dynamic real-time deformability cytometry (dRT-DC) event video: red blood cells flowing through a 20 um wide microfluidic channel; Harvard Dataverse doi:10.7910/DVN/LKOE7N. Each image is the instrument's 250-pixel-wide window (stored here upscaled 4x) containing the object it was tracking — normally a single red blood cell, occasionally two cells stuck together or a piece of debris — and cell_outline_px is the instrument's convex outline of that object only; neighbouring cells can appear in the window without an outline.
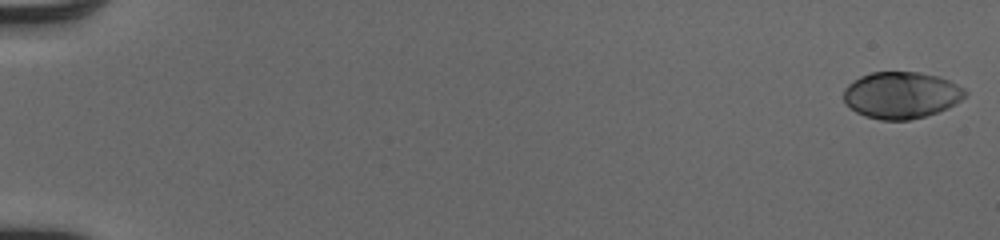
{"species": "human", "species_latin": "Homo sapiens", "temperature_condition": "cold", "stored_images_in_passage": 52, "camera_frame_rate_fps": 3000, "um_per_image_px": 0.085, "donor": {"sex": "male"}, "frame": {"image": 1, "passage_image": 1, "time_ms": 0.0, "image_size_px": [1000, 240], "cell_outline_px": [[968, 92], [956, 104], [948, 108], [924, 116], [908, 120], [880, 120], [864, 116], [856, 112], [844, 100], [844, 88], [852, 80], [860, 76], [872, 72], [920, 72], [936, 76], [948, 80], [964, 88]], "centroid_in_image_um": [76.6, 8.08], "position_along_channel_um": 8.4, "area_um2": 33.0}}
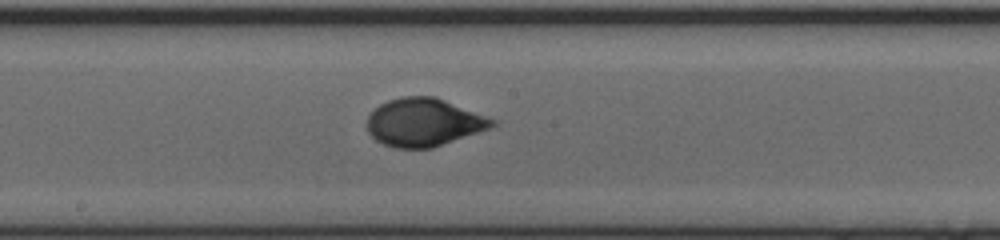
{"frame": {"image": 2, "passage_image": 30, "time_ms": 9.667, "image_size_px": [1000, 240], "cell_outline_px": [[496, 124], [492, 128], [432, 148], [396, 148], [384, 144], [376, 140], [368, 132], [364, 124], [368, 116], [380, 104], [388, 100], [400, 96], [436, 96], [496, 120]], "centroid_in_image_um": [36.01, 10.39], "position_along_channel_um": 212.2, "area_um2": 35.2}}
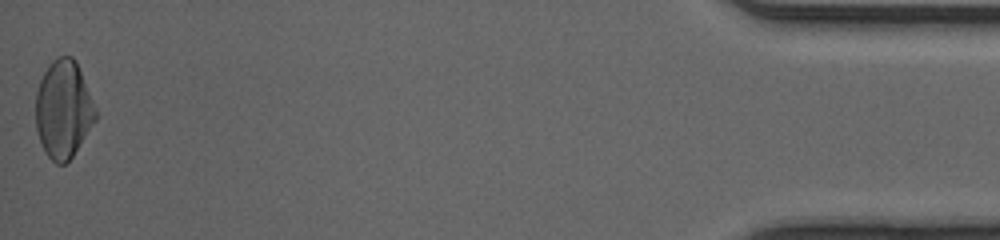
{"frame": {"image": 3, "passage_image": 52, "time_ms": 17.0, "image_size_px": [1000, 240], "cell_outline_px": [[96, 120], [72, 156], [64, 164], [56, 164], [44, 152], [36, 128], [36, 92], [40, 80], [44, 72], [52, 60], [60, 56], [72, 56], [76, 60], [96, 108]], "centroid_in_image_um": [5.38, 9.28], "position_along_channel_um": 429.8, "area_um2": 33.93}, "authors_computed_cell_mechanics": {"area_um2": 33.4662, "velocity_mm_per_s": 4.1047, "shape_relaxation_time_tau1_ms": 3.157, "shape_relaxation_time_tau2_ms": null, "deformation_change_tau1": 0.1672, "deformation_change_tau2": null}}